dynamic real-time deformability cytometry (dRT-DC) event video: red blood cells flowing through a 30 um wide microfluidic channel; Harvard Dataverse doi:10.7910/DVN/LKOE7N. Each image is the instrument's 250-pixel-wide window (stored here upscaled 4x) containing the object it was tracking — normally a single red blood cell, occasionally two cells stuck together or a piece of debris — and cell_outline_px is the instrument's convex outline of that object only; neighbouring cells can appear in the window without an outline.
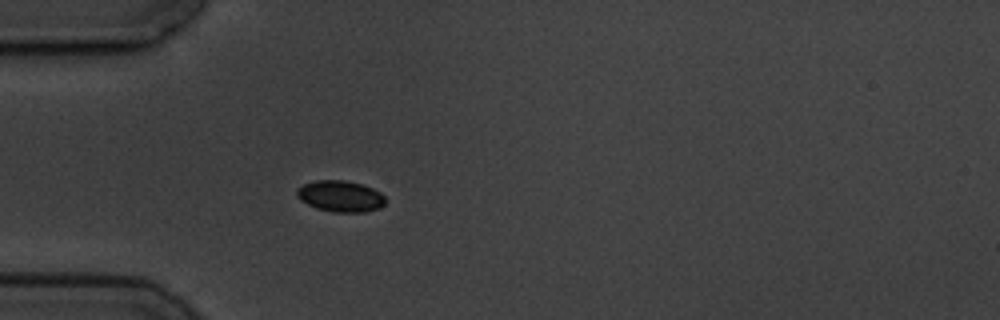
{"species": "common noctule bat (a hibernating species)", "species_latin": "Nyctalus noctula", "temperature_condition": "cold", "stored_images_in_passage": 4, "camera_frame_rate_fps": 3000, "um_per_image_px": 0.085, "animal": {"sex": "male", "body_mass_g": 19.5, "forearm_length_mm": 54.6}, "frame": {"image": 1, "passage_image": 4, "time_ms": 3.667, "image_size_px": [1000, 320], "cell_outline_px": [[384, 204], [380, 208], [364, 212], [332, 212], [316, 208], [300, 200], [296, 196], [296, 192], [304, 184], [316, 180], [344, 180], [360, 184], [372, 188], [380, 192], [384, 196]], "centroid_in_image_um": [28.93, 16.68], "position_along_channel_um": 56.1, "area_um2": 16.01}}